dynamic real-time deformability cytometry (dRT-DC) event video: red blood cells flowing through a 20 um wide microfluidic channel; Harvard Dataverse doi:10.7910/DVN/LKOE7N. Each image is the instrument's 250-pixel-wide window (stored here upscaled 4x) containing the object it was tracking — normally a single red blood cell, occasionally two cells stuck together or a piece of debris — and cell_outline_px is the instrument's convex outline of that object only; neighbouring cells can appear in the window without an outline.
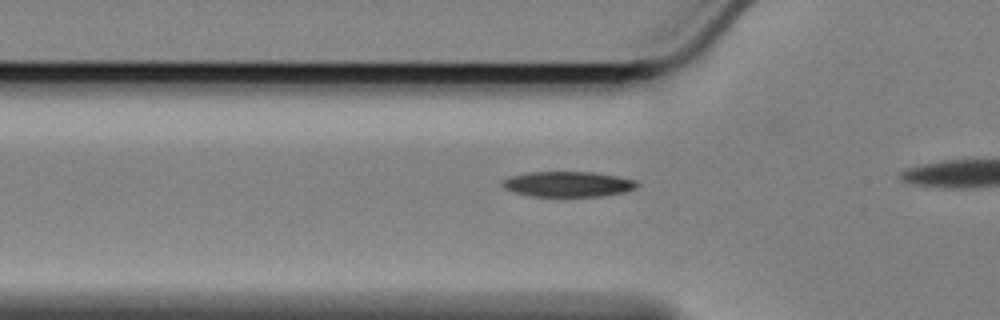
{"species": "Egyptian fruit bat (a non-hibernating species)", "species_latin": "Rousettus aegyptiacus", "temperature_condition": "cold", "stored_images_in_passage": 11, "camera_frame_rate_fps": 3000, "um_per_image_px": 0.085, "animal": {"sex": "female"}, "frame": {"image": 1, "passage_image": 5, "time_ms": 1.333, "image_size_px": [1000, 320], "cell_outline_px": [[640, 184], [636, 188], [624, 192], [604, 196], [532, 196], [512, 192], [504, 188], [500, 184], [508, 176], [528, 172], [592, 172], [616, 176], [636, 180]], "centroid_in_image_um": [48.26, 15.65], "position_along_channel_um": 77.5, "area_um2": 20.0}}
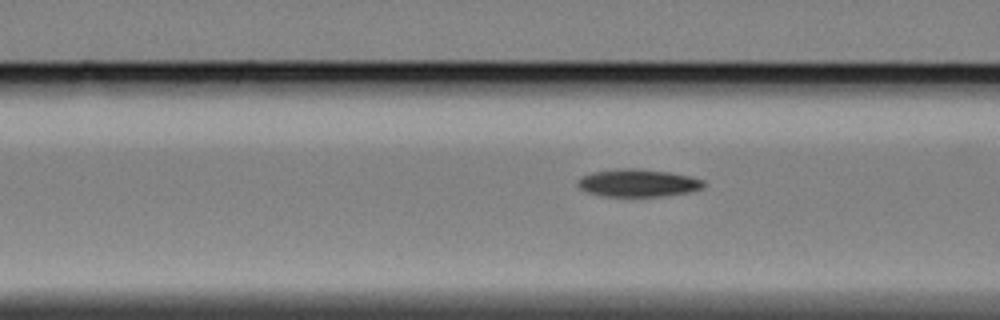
{"frame": {"image": 2, "passage_image": 8, "time_ms": 2.333, "image_size_px": [1000, 320], "cell_outline_px": [[704, 188], [688, 192], [664, 196], [632, 200], [604, 196], [588, 192], [580, 188], [576, 184], [584, 176], [592, 172], [628, 168], [632, 168], [668, 172], [688, 176], [704, 180]], "centroid_in_image_um": [54.24, 15.61], "position_along_channel_um": 112.4, "area_um2": 20.75}}